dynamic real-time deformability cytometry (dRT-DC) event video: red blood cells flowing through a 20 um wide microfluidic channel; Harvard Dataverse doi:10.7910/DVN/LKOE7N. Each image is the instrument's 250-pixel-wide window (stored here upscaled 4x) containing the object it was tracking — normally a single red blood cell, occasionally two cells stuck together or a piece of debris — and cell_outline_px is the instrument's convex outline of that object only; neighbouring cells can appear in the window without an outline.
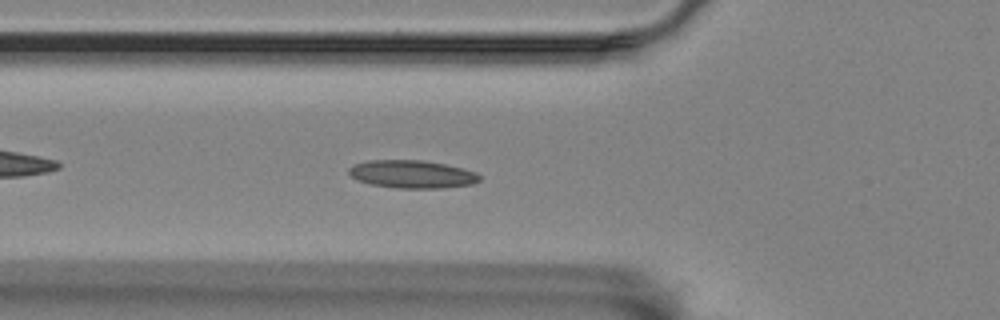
{"species": "Egyptian fruit bat (a non-hibernating species)", "species_latin": "Rousettus aegyptiacus", "temperature_condition": "room temperature", "stored_images_in_passage": 46, "camera_frame_rate_fps": 3000, "um_per_image_px": 0.085, "animal": {"sex": "female"}, "frame": {"image": 1, "passage_image": 8, "time_ms": 2.333, "image_size_px": [1000, 320], "cell_outline_px": [[480, 180], [472, 184], [444, 188], [396, 188], [372, 184], [360, 180], [352, 176], [348, 172], [348, 168], [356, 164], [368, 160], [420, 160], [444, 164], [476, 172], [480, 176]], "centroid_in_image_um": [35.04, 14.81], "position_along_channel_um": 90.8, "area_um2": 20.98}}
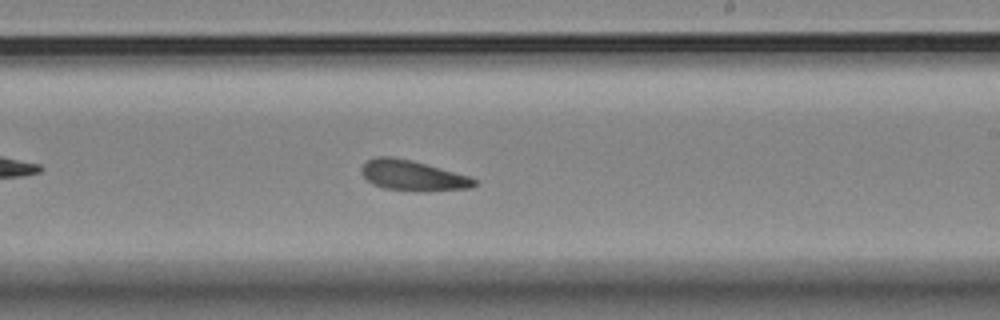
{"frame": {"image": 2, "passage_image": 22, "time_ms": 7.0, "image_size_px": [1000, 320], "cell_outline_px": [[476, 184], [472, 188], [428, 192], [416, 192], [384, 188], [372, 184], [360, 172], [360, 168], [368, 160], [376, 156], [392, 156], [412, 160], [468, 176], [476, 180]], "centroid_in_image_um": [35.07, 14.93], "position_along_channel_um": 253.9, "area_um2": 20.17}}
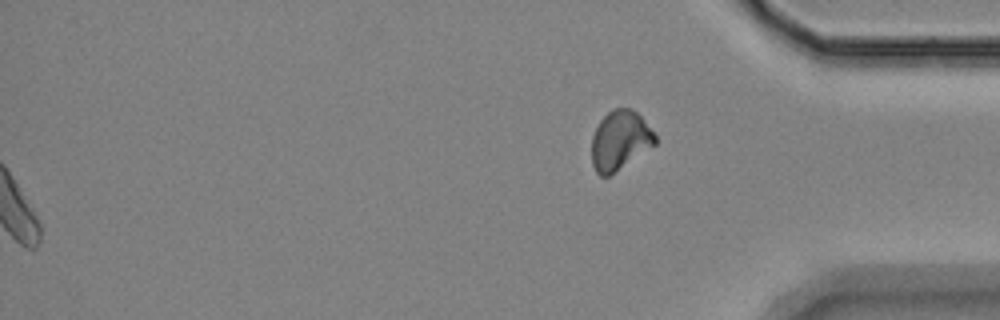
{"frame": {"image": 3, "passage_image": 46, "time_ms": 15.0, "image_size_px": [1000, 320], "cell_outline_px": [[656, 144], [608, 176], [600, 176], [596, 172], [592, 164], [592, 136], [600, 120], [612, 108], [628, 108], [636, 112], [640, 116], [656, 136]], "centroid_in_image_um": [52.67, 11.93], "position_along_channel_um": 382.5, "area_um2": 21.56}, "authors_computed_cell_mechanics": {"area_um2": 20.0566, "velocity_mm_per_s": 3.4838, "shape_relaxation_time_tau1_ms": null, "shape_relaxation_time_tau2_ms": 2.9293, "deformation_change_tau1": null, "deformation_change_tau2": 0.1244}}